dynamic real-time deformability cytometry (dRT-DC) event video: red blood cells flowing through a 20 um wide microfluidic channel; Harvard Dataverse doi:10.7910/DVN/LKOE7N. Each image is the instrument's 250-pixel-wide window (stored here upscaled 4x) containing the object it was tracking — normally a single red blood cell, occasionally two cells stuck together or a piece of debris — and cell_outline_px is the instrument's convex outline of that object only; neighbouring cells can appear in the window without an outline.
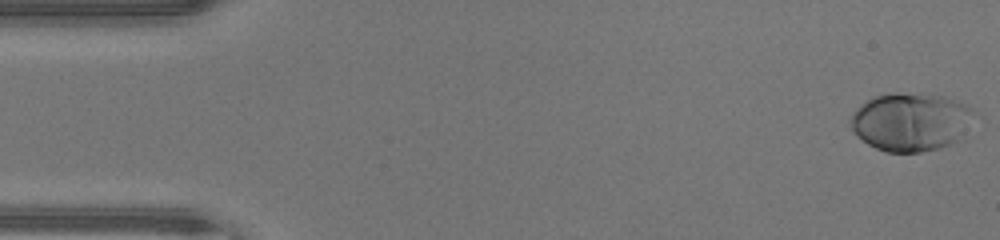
{"species": "human", "species_latin": "Homo sapiens", "temperature_condition": "warm", "stored_images_in_passage": 47, "camera_frame_rate_fps": 3000, "um_per_image_px": 0.085, "donor": {"sex": "male"}, "frame": {"image": 1, "passage_image": 1, "time_ms": 0.0, "image_size_px": [1000, 240], "cell_outline_px": [[976, 112], [956, 140], [952, 144], [940, 148], [920, 152], [888, 152], [876, 148], [868, 144], [856, 136], [852, 128], [852, 112], [860, 104], [876, 96], [896, 92], [920, 92], [944, 96], [968, 104]], "centroid_in_image_um": [77.4, 10.33], "position_along_channel_um": 7.6, "area_um2": 41.96}}
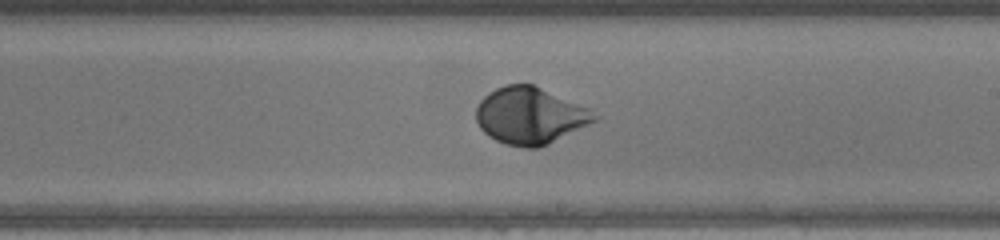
{"frame": {"image": 2, "passage_image": 27, "time_ms": 8.667, "image_size_px": [1000, 240], "cell_outline_px": [[600, 116], [596, 120], [548, 144], [536, 148], [524, 148], [504, 144], [488, 136], [480, 128], [476, 120], [476, 108], [480, 100], [488, 92], [504, 84], [532, 84], [592, 108]], "centroid_in_image_um": [45.05, 9.82], "position_along_channel_um": 243.9, "area_um2": 39.36}}
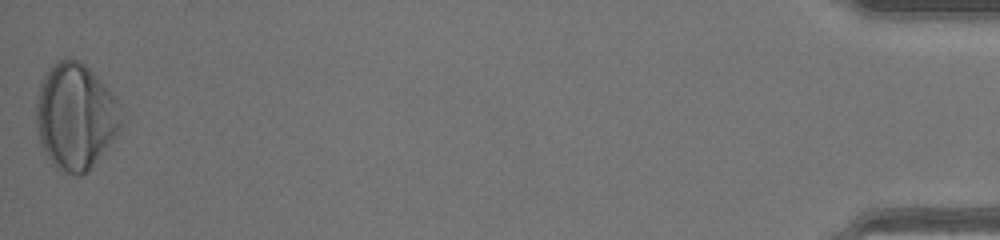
{"frame": {"image": 3, "passage_image": 47, "time_ms": 15.333, "image_size_px": [1000, 240], "cell_outline_px": [[120, 128], [88, 172], [80, 176], [76, 176], [56, 168], [48, 156], [40, 140], [36, 124], [36, 100], [40, 80], [64, 56], [68, 56], [80, 60], [120, 100]], "centroid_in_image_um": [6.41, 9.87], "position_along_channel_um": 428.8, "area_um2": 52.25}, "authors_computed_cell_mechanics": {"area_um2": 39.015, "velocity_mm_per_s": 4.3489, "shape_relaxation_time_tau1_ms": 2.0672, "shape_relaxation_time_tau2_ms": null, "deformation_change_tau1": 0.1591, "deformation_change_tau2": null}}